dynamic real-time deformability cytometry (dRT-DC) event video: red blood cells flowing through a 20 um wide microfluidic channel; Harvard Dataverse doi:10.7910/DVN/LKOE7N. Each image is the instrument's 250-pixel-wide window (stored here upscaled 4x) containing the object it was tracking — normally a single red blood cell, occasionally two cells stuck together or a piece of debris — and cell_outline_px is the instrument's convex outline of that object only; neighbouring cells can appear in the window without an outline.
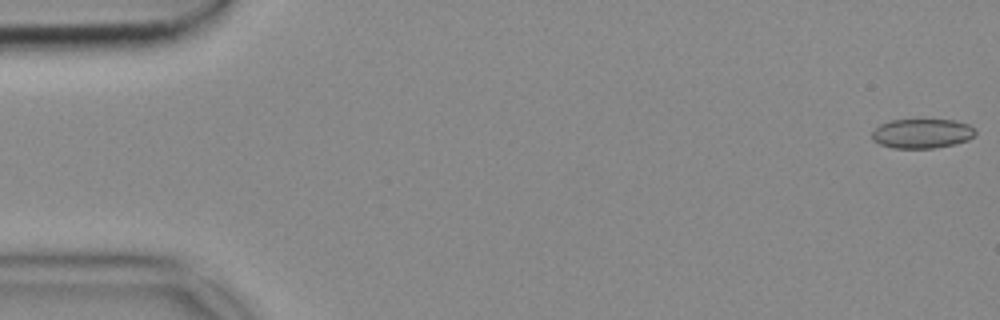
{"species": "common noctule bat (a hibernating species)", "species_latin": "Nyctalus noctula", "temperature_condition": "cold", "stored_images_in_passage": 53, "camera_frame_rate_fps": 3000, "um_per_image_px": 0.085, "animal": {"sex": "female", "body_mass_g": 18.4}, "frame": {"image": 1, "passage_image": 1, "time_ms": 0.0, "image_size_px": [1000, 320], "cell_outline_px": [[976, 132], [968, 140], [952, 144], [932, 148], [892, 148], [880, 144], [872, 140], [872, 132], [880, 124], [892, 120], [952, 120], [968, 124]], "centroid_in_image_um": [78.33, 11.35], "position_along_channel_um": 6.7, "area_um2": 17.51}}
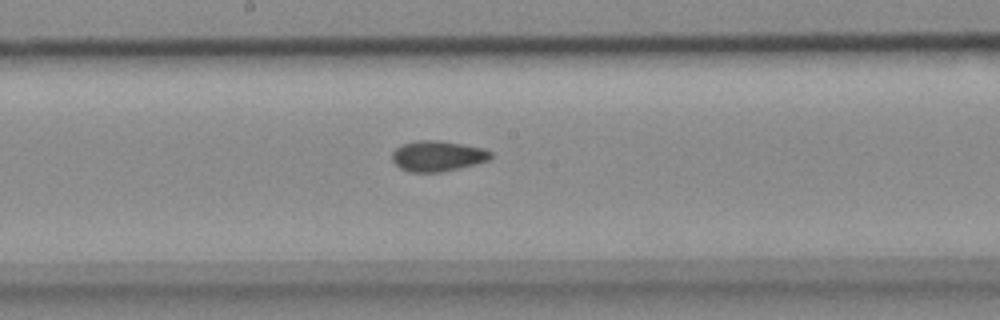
{"frame": {"image": 2, "passage_image": 28, "time_ms": 9.0, "image_size_px": [1000, 320], "cell_outline_px": [[492, 156], [488, 160], [440, 172], [408, 172], [400, 168], [392, 160], [392, 152], [400, 144], [416, 140], [440, 140], [484, 148], [492, 152]], "centroid_in_image_um": [37.15, 13.24], "position_along_channel_um": 211.1, "area_um2": 17.51}}
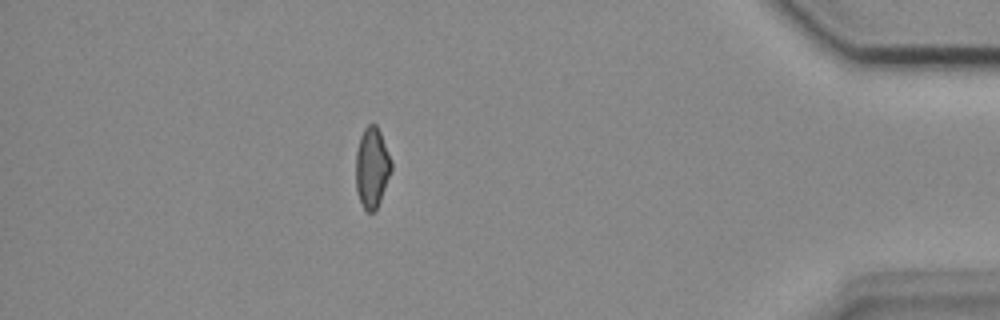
{"frame": {"image": 3, "passage_image": 47, "time_ms": 15.333, "image_size_px": [1000, 320], "cell_outline_px": [[392, 168], [376, 212], [368, 212], [364, 208], [360, 200], [356, 188], [356, 152], [360, 136], [364, 128], [368, 124], [376, 124], [380, 132], [392, 160]], "centroid_in_image_um": [31.62, 14.24], "position_along_channel_um": 403.6, "area_um2": 16.65}}